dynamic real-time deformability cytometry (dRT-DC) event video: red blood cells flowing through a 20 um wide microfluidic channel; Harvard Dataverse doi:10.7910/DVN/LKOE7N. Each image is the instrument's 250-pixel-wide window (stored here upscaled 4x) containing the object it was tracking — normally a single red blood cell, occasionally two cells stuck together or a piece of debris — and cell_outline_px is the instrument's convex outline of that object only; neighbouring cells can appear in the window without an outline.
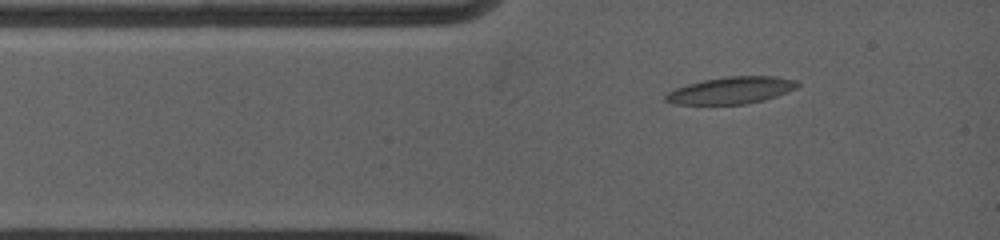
{"species": "common noctule bat (a hibernating species)", "species_latin": "Nyctalus noctula", "temperature_condition": "warm", "stored_images_in_passage": 18, "camera_frame_rate_fps": 5000, "um_per_image_px": 0.085, "animal": {"sex": "female", "body_mass_g": 19.0, "forearm_length_mm": 53.3}, "frame": {"image": 1, "passage_image": 3, "time_ms": 0.8, "image_size_px": [1000, 240], "cell_outline_px": [[800, 84], [796, 88], [788, 92], [764, 100], [744, 104], [676, 104], [664, 100], [664, 96], [668, 92], [676, 88], [688, 84], [704, 80], [728, 76], [776, 76], [796, 80]], "centroid_in_image_um": [62.17, 7.67], "position_along_channel_um": 22.8, "area_um2": 20.63}}
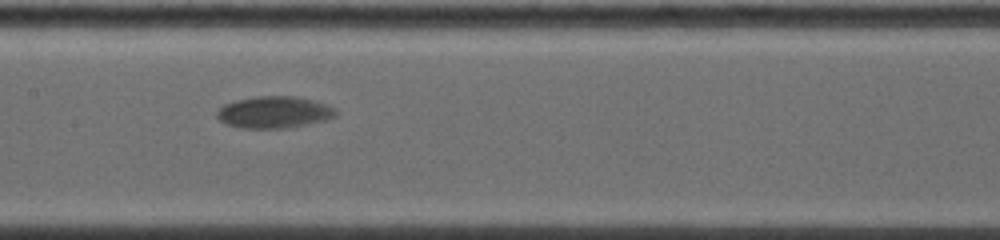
{"frame": {"image": 2, "passage_image": 12, "time_ms": 5.6, "image_size_px": [1000, 240], "cell_outline_px": [[336, 116], [324, 120], [288, 128], [240, 128], [228, 124], [220, 120], [216, 116], [216, 112], [224, 104], [236, 100], [256, 96], [296, 96], [312, 100], [336, 108]], "centroid_in_image_um": [23.28, 9.53], "position_along_channel_um": 184.1, "area_um2": 21.91}}
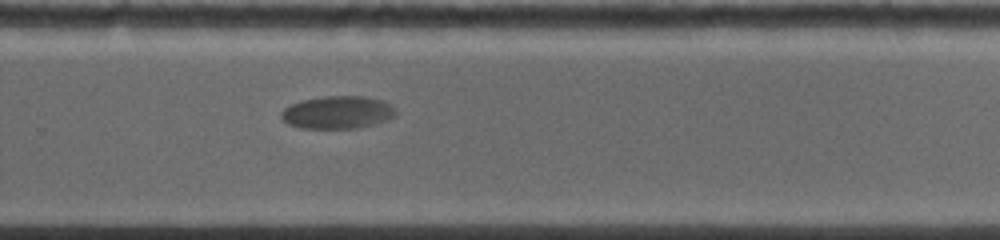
{"frame": {"image": 3, "passage_image": 18, "time_ms": 8.8, "image_size_px": [1000, 240], "cell_outline_px": [[396, 116], [388, 120], [356, 128], [300, 128], [288, 124], [280, 116], [280, 112], [284, 108], [292, 104], [304, 100], [324, 96], [364, 96], [380, 100], [392, 104], [396, 108]], "centroid_in_image_um": [28.72, 9.55], "position_along_channel_um": 301.1, "area_um2": 21.85}}